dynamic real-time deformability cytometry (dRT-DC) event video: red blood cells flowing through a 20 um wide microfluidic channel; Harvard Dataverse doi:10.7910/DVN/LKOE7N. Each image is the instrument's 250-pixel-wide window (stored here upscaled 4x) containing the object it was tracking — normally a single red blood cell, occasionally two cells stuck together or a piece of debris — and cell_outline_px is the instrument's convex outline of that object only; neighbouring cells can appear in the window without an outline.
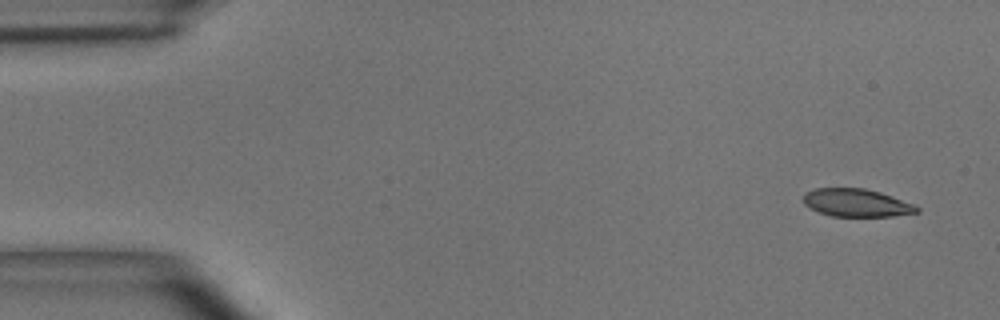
{"species": "common noctule bat (a hibernating species)", "species_latin": "Nyctalus noctula", "temperature_condition": "room temperature", "stored_images_in_passage": 48, "camera_frame_rate_fps": 3000, "um_per_image_px": 0.085, "animal": {"sex": "male", "body_mass_g": 15.6}, "frame": {"image": 1, "passage_image": 1, "time_ms": 0.0, "image_size_px": [1000, 320], "cell_outline_px": [[920, 212], [892, 216], [832, 216], [820, 212], [804, 204], [804, 192], [816, 188], [864, 188], [880, 192], [916, 204], [920, 208]], "centroid_in_image_um": [72.85, 17.23], "position_along_channel_um": 12.2, "area_um2": 18.44}}
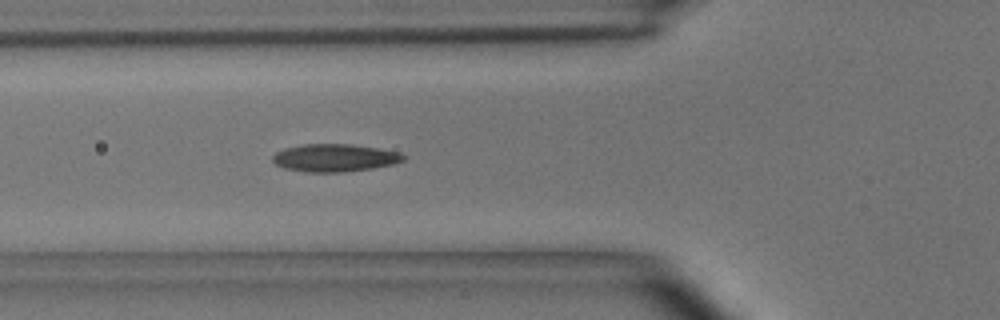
{"frame": {"image": 2, "passage_image": 16, "time_ms": 5.0, "image_size_px": [1000, 320], "cell_outline_px": [[408, 156], [404, 160], [392, 164], [372, 168], [344, 172], [304, 172], [284, 168], [276, 164], [272, 160], [272, 156], [276, 152], [284, 148], [304, 144], [352, 144], [380, 148], [400, 152]], "centroid_in_image_um": [28.46, 13.41], "position_along_channel_um": 97.3, "area_um2": 21.27}}
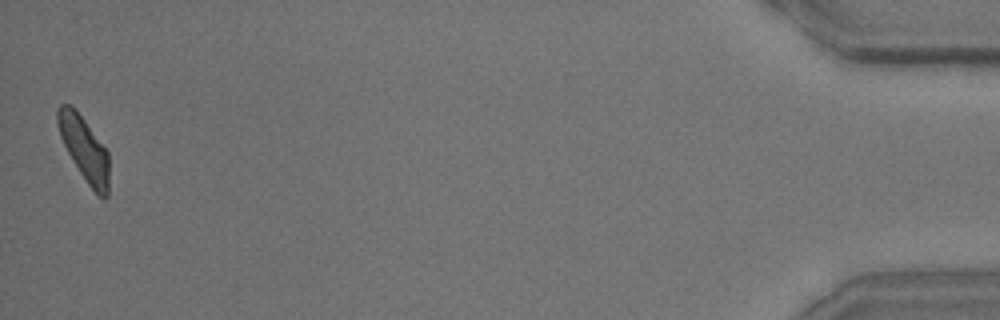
{"frame": {"image": 3, "passage_image": 48, "time_ms": 15.667, "image_size_px": [1000, 320], "cell_outline_px": [[108, 196], [104, 200], [88, 184], [72, 160], [60, 136], [56, 124], [56, 112], [60, 104], [68, 104], [84, 120], [108, 152]], "centroid_in_image_um": [7.14, 12.66], "position_along_channel_um": 428.1, "area_um2": 18.73}, "authors_computed_cell_mechanics": {"area_um2": 20.0277, "velocity_mm_per_s": 3.9523, "shape_relaxation_time_tau1_ms": 5.8134, "shape_relaxation_time_tau2_ms": 2.0681, "deformation_change_tau1": 0.1732, "deformation_change_tau2": 0.0861}}